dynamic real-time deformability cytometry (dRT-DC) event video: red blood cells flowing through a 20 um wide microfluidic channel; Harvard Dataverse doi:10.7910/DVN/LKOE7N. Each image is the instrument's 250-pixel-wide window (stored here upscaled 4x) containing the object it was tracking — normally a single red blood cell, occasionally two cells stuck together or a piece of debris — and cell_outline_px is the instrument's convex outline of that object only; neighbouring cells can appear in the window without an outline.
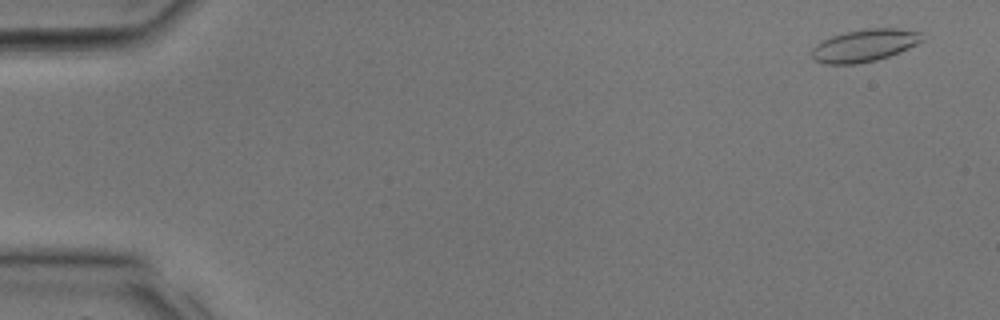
{"species": "common noctule bat (a hibernating species)", "species_latin": "Nyctalus noctula", "temperature_condition": "room temperature", "stored_images_in_passage": 3, "camera_frame_rate_fps": 3000, "um_per_image_px": 0.085, "animal": {"sex": "male", "body_mass_g": 17.9, "forearm_length_mm": 54.2}, "frame": {"image": 1, "passage_image": 1, "time_ms": 0.0, "image_size_px": [1000, 320], "cell_outline_px": [[924, 40], [900, 52], [876, 60], [856, 64], [824, 64], [812, 60], [812, 48], [816, 44], [832, 36], [844, 32], [872, 28], [896, 28], [924, 32]], "centroid_in_image_um": [73.5, 3.86], "position_along_channel_um": 11.5, "area_um2": 20.92}}